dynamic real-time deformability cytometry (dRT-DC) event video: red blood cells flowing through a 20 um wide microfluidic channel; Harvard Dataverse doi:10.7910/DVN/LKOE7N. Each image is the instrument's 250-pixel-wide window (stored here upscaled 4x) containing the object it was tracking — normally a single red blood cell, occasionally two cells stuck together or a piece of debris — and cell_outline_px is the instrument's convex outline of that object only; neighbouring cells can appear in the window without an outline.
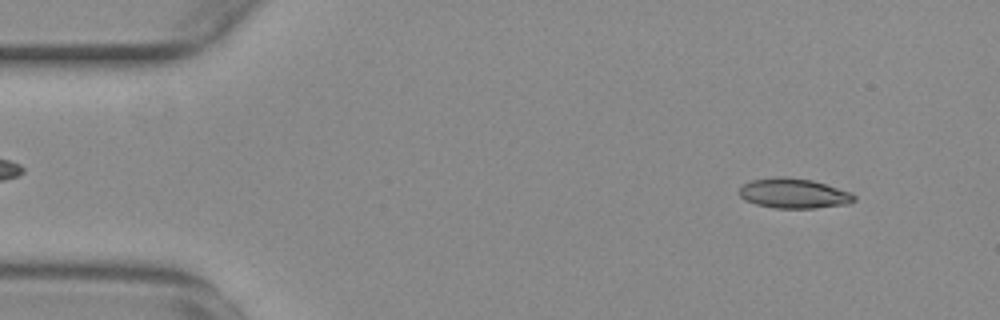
{"species": "common noctule bat (a hibernating species)", "species_latin": "Nyctalus noctula", "temperature_condition": "warm", "stored_images_in_passage": 54, "camera_frame_rate_fps": 3000, "um_per_image_px": 0.085, "animal": {"sex": "female", "body_mass_g": 29.2, "forearm_length_mm": 56.3}, "frame": {"image": 1, "passage_image": 5, "time_ms": 1.333, "image_size_px": [1000, 320], "cell_outline_px": [[856, 200], [848, 204], [816, 208], [772, 208], [756, 204], [744, 200], [740, 196], [740, 188], [744, 184], [752, 180], [776, 176], [784, 176], [812, 180], [852, 192], [856, 196]], "centroid_in_image_um": [67.49, 16.44], "position_along_channel_um": 17.5, "area_um2": 20.17}}
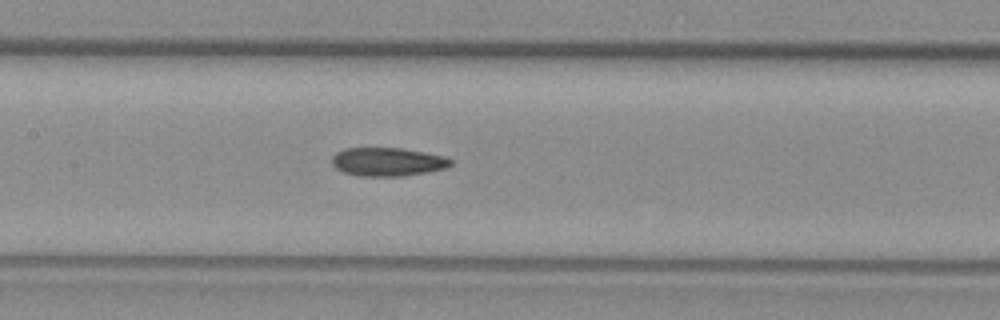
{"frame": {"image": 2, "passage_image": 25, "time_ms": 8.0, "image_size_px": [1000, 320], "cell_outline_px": [[452, 164], [444, 168], [404, 176], [356, 176], [344, 172], [336, 168], [332, 164], [332, 156], [336, 152], [344, 148], [400, 148], [444, 156], [452, 160]], "centroid_in_image_um": [32.89, 13.75], "position_along_channel_um": 174.5, "area_um2": 19.59}}
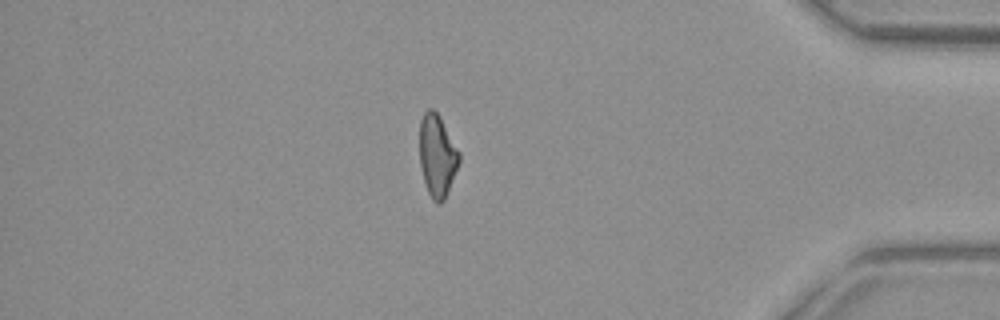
{"frame": {"image": 3, "passage_image": 46, "time_ms": 15.0, "image_size_px": [1000, 320], "cell_outline_px": [[460, 160], [444, 200], [440, 204], [436, 204], [432, 200], [424, 184], [420, 164], [420, 120], [424, 112], [428, 108], [432, 108], [440, 116], [460, 152]], "centroid_in_image_um": [37.15, 13.23], "position_along_channel_um": 398.0, "area_um2": 19.02}, "authors_computed_cell_mechanics": {"area_um2": 19.7387, "velocity_mm_per_s": 3.7672, "shape_relaxation_time_tau1_ms": null, "shape_relaxation_time_tau2_ms": 5.0244, "deformation_change_tau1": null, "deformation_change_tau2": 0.1414}}